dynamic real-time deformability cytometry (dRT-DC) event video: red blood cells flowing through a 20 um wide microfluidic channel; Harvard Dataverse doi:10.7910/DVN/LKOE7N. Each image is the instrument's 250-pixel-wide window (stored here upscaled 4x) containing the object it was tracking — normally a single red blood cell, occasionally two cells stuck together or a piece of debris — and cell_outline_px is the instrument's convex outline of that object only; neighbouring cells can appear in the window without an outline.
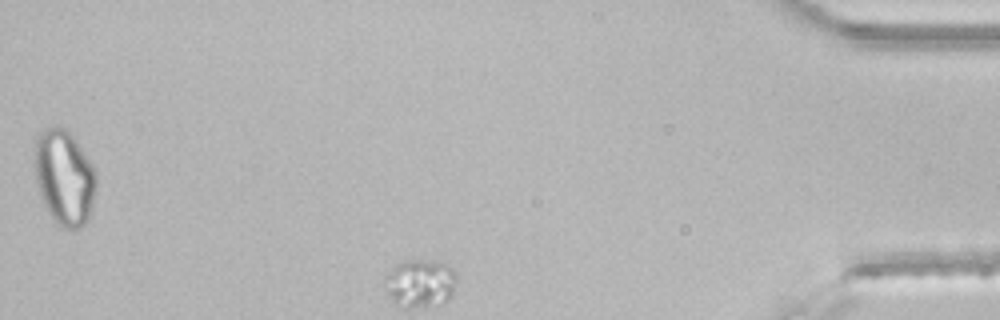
{"species": "common noctule bat (a hibernating species)", "species_latin": "Nyctalus noctula", "temperature_condition": "room temperature", "stored_images_in_passage": 32, "segment_of_instrument_passage": [2, 2], "camera_frame_rate_fps": 3000, "um_per_image_px": 0.085, "animal": {"sex": "male", "body_mass_g": 21.5, "forearm_length_mm": 52.0}, "frame": {"image": 1, "passage_image": 32, "time_ms": 10.333, "image_size_px": [1000, 320], "cell_outline_px": [[96, 188], [92, 208], [88, 220], [80, 228], [64, 228], [56, 224], [48, 212], [44, 204], [36, 180], [36, 140], [40, 132], [44, 128], [64, 128], [76, 140], [96, 168]], "centroid_in_image_um": [5.51, 15.12], "position_along_channel_um": 429.7, "area_um2": 33.93}}